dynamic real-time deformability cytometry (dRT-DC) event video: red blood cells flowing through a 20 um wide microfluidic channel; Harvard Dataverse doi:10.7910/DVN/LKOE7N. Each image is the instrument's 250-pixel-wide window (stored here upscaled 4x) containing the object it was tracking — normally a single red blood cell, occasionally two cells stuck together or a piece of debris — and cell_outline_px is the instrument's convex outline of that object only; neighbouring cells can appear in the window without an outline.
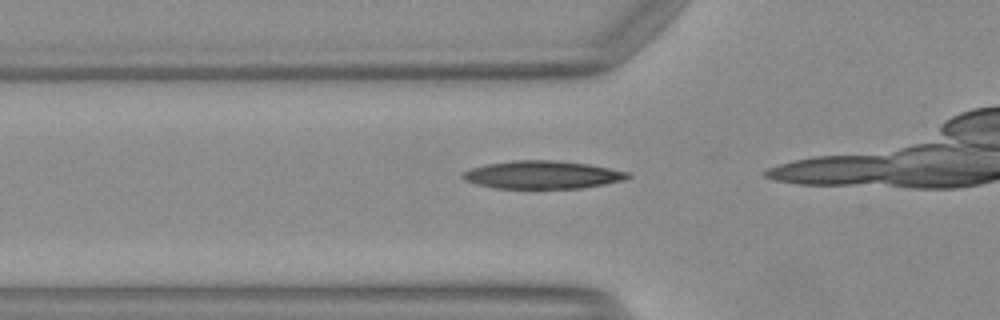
{"species": "Egyptian fruit bat (a non-hibernating species)", "species_latin": "Rousettus aegyptiacus", "temperature_condition": "warm", "stored_images_in_passage": 6, "camera_frame_rate_fps": 3000, "um_per_image_px": 0.085, "animal": {"sex": "female"}, "frame": {"image": 1, "passage_image": 2, "time_ms": 0.333, "image_size_px": [1000, 320], "cell_outline_px": [[632, 176], [624, 180], [604, 184], [580, 188], [496, 188], [476, 184], [464, 180], [460, 176], [464, 172], [472, 168], [488, 164], [512, 160], [556, 160], [588, 164], [628, 172]], "centroid_in_image_um": [46.1, 14.85], "position_along_channel_um": 79.7, "area_um2": 26.7}}